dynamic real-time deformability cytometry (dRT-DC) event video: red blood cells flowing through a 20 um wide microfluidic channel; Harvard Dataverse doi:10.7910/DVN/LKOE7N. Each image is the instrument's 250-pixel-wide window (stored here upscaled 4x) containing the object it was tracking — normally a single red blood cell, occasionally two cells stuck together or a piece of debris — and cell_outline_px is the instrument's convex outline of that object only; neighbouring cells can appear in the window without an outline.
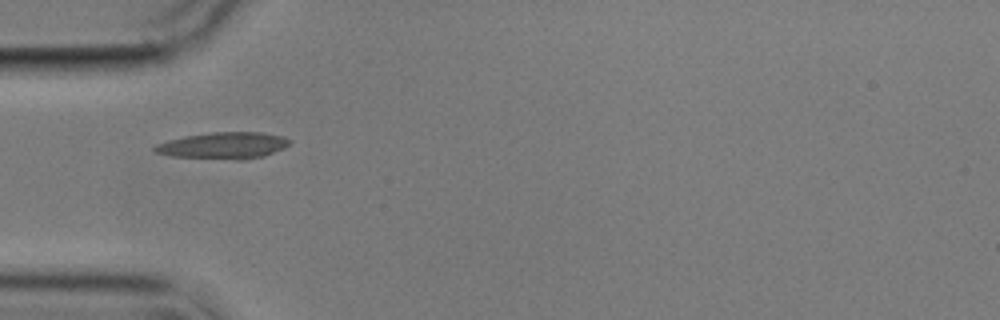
{"species": "common noctule bat (a hibernating species)", "species_latin": "Nyctalus noctula", "temperature_condition": "cold", "stored_images_in_passage": 1, "camera_frame_rate_fps": 3000, "um_per_image_px": 0.085, "animal": {"sex": "male", "body_mass_g": 17.9}, "frame": {"image": 1, "passage_image": 1, "time_ms": 0.0, "image_size_px": [1000, 320], "cell_outline_px": [[292, 140], [284, 148], [264, 156], [244, 160], [236, 160], [172, 156], [156, 152], [152, 148], [156, 144], [168, 140], [184, 136], [212, 132], [260, 132], [284, 136]], "centroid_in_image_um": [19.01, 12.37], "position_along_channel_um": 66.0, "area_um2": 20.98}}